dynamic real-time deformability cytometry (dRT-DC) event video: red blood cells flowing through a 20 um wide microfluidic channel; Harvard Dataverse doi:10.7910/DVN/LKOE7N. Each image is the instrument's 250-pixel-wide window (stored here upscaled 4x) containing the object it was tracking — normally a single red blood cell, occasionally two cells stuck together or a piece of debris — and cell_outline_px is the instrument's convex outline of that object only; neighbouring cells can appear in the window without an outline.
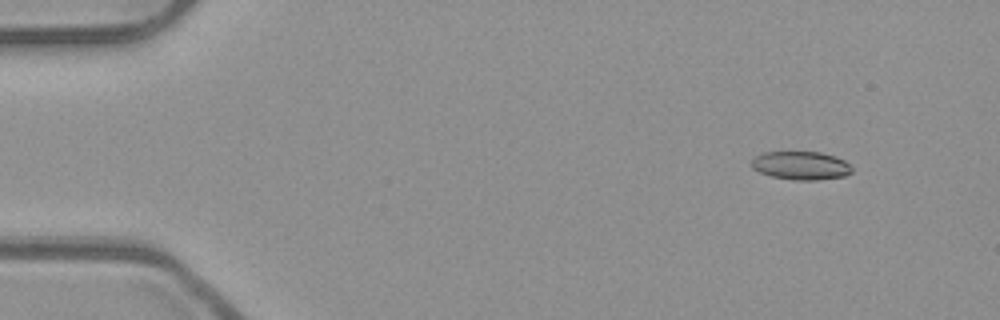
{"species": "common noctule bat (a hibernating species)", "species_latin": "Nyctalus noctula", "temperature_condition": "room temperature", "stored_images_in_passage": 48, "camera_frame_rate_fps": 3000, "um_per_image_px": 0.085, "animal": {"sex": "male", "body_mass_g": 23.1, "forearm_length_mm": 52.7}, "frame": {"image": 1, "passage_image": 1, "time_ms": 0.0, "image_size_px": [1000, 320], "cell_outline_px": [[852, 172], [844, 176], [816, 180], [792, 180], [772, 176], [760, 172], [752, 168], [752, 160], [756, 156], [764, 152], [820, 152], [836, 156], [844, 160], [852, 168]], "centroid_in_image_um": [68.09, 14.07], "position_along_channel_um": 16.9, "area_um2": 16.53}}
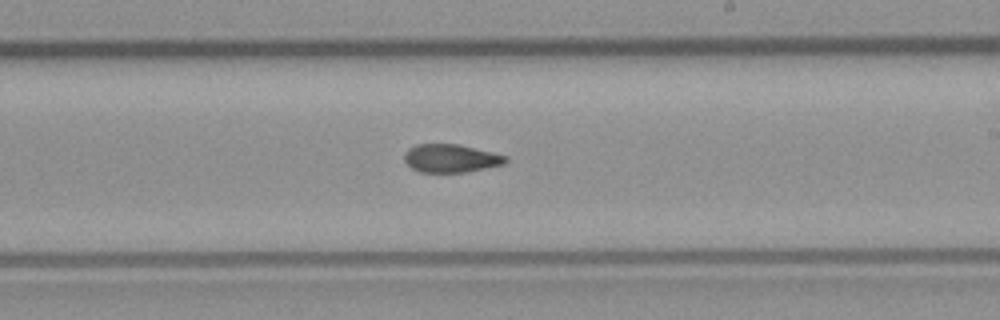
{"frame": {"image": 2, "passage_image": 27, "time_ms": 8.667, "image_size_px": [1000, 320], "cell_outline_px": [[508, 160], [504, 164], [464, 172], [420, 172], [412, 168], [404, 160], [404, 152], [408, 148], [416, 144], [460, 144], [508, 156]], "centroid_in_image_um": [38.31, 13.44], "position_along_channel_um": 250.7, "area_um2": 16.65}}
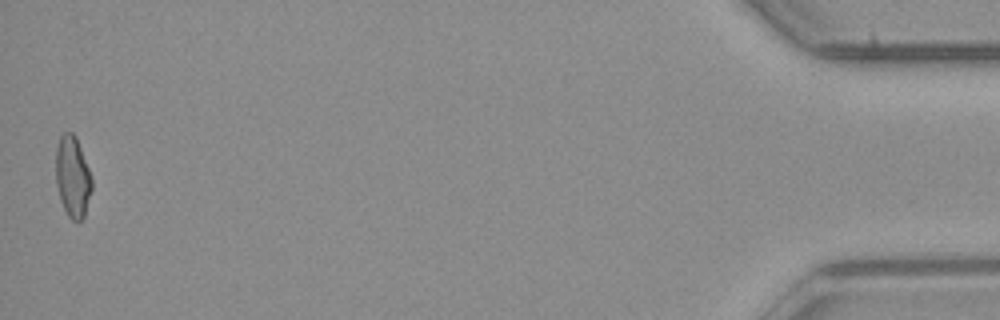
{"frame": {"image": 3, "passage_image": 48, "time_ms": 15.667, "image_size_px": [1000, 320], "cell_outline_px": [[92, 188], [84, 216], [80, 220], [72, 220], [68, 216], [60, 200], [56, 184], [56, 148], [60, 136], [64, 132], [72, 132], [76, 136], [92, 176]], "centroid_in_image_um": [6.17, 15.0], "position_along_channel_um": 429.0, "area_um2": 17.05}, "authors_computed_cell_mechanics": {"area_um2": 17.0799, "velocity_mm_per_s": 3.9502, "shape_relaxation_time_tau1_ms": null, "shape_relaxation_time_tau2_ms": 2.6058, "deformation_change_tau1": null, "deformation_change_tau2": 0.093}}